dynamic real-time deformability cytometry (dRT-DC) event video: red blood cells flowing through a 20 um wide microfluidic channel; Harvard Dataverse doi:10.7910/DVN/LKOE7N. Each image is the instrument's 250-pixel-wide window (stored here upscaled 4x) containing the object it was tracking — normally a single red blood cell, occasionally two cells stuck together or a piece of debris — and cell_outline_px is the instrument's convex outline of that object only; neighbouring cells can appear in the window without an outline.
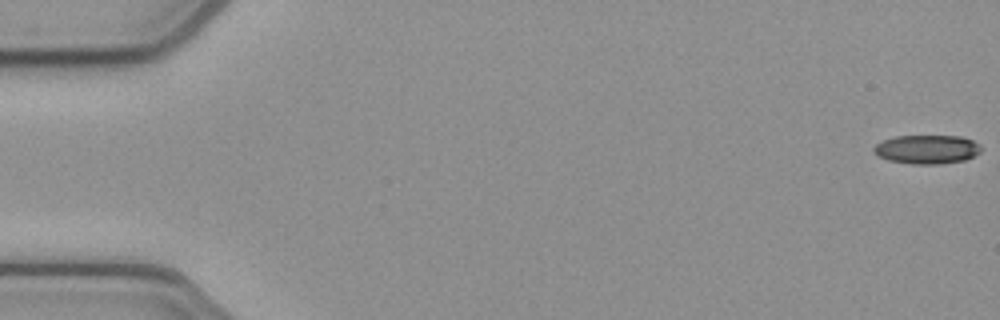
{"species": "common noctule bat (a hibernating species)", "species_latin": "Nyctalus noctula", "temperature_condition": "cold", "stored_images_in_passage": 53, "camera_frame_rate_fps": 3000, "um_per_image_px": 0.085, "animal": {"sex": "female", "body_mass_g": 21.9}, "frame": {"image": 1, "passage_image": 1, "time_ms": 0.0, "image_size_px": [1000, 320], "cell_outline_px": [[980, 152], [964, 160], [940, 164], [912, 164], [888, 160], [876, 156], [872, 152], [872, 148], [876, 144], [884, 140], [896, 136], [960, 136], [972, 140], [980, 144]], "centroid_in_image_um": [78.75, 12.7], "position_along_channel_um": 6.3, "area_um2": 18.09}}
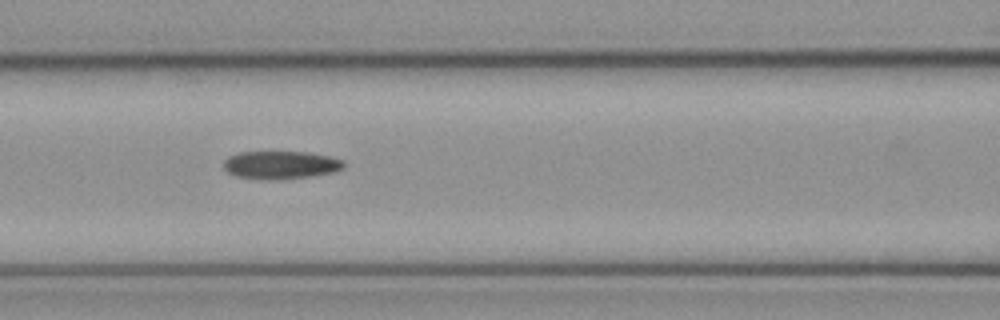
{"frame": {"image": 2, "passage_image": 23, "time_ms": 7.333, "image_size_px": [1000, 320], "cell_outline_px": [[344, 168], [336, 172], [280, 180], [260, 180], [236, 176], [228, 172], [224, 168], [224, 160], [228, 156], [240, 152], [308, 152], [332, 156], [344, 160]], "centroid_in_image_um": [23.88, 14.02], "position_along_channel_um": 142.7, "area_um2": 19.88}}
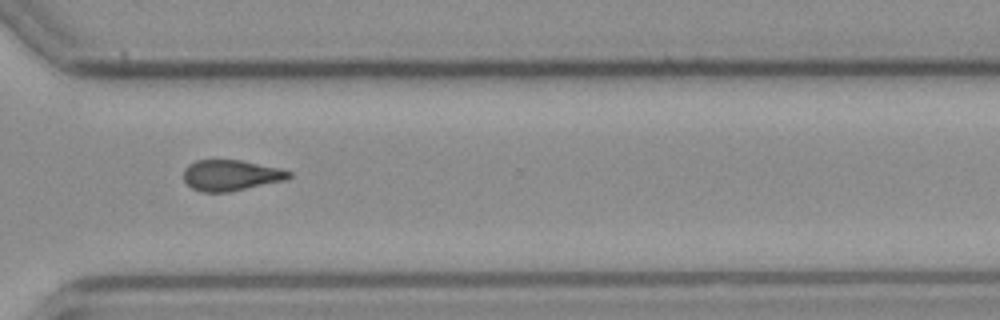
{"frame": {"image": 3, "passage_image": 39, "time_ms": 12.667, "image_size_px": [1000, 320], "cell_outline_px": [[292, 176], [284, 180], [228, 192], [200, 192], [192, 188], [184, 180], [184, 168], [188, 164], [196, 160], [240, 160], [280, 168], [292, 172]], "centroid_in_image_um": [19.6, 14.89], "position_along_channel_um": 351.0, "area_um2": 18.84}}